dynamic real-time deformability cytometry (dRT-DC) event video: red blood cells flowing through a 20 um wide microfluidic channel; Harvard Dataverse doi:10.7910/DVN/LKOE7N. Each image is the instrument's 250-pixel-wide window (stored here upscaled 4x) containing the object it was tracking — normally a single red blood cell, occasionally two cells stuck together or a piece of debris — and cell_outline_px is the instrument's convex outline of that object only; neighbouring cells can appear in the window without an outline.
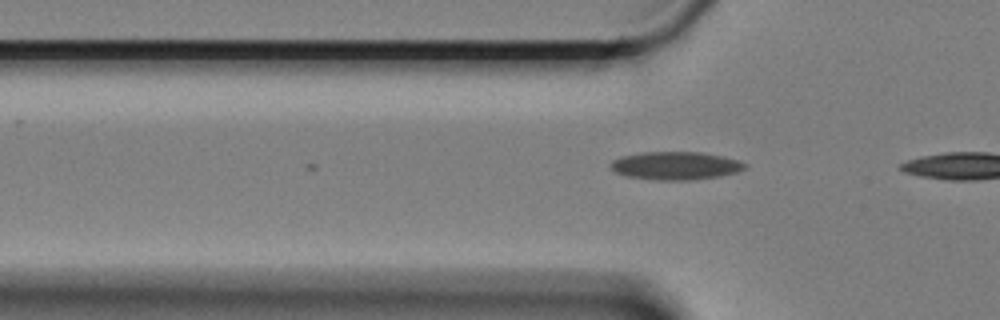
{"species": "Egyptian fruit bat (a non-hibernating species)", "species_latin": "Rousettus aegyptiacus", "temperature_condition": "cold", "stored_images_in_passage": 6, "camera_frame_rate_fps": 3000, "um_per_image_px": 0.085, "animal": {"sex": "female"}, "frame": {"image": 1, "passage_image": 4, "time_ms": 1.0, "image_size_px": [1000, 320], "cell_outline_px": [[748, 164], [744, 168], [736, 172], [720, 176], [692, 180], [656, 180], [628, 176], [616, 172], [608, 164], [612, 160], [620, 156], [640, 152], [700, 152], [720, 156], [736, 160]], "centroid_in_image_um": [57.38, 14.08], "position_along_channel_um": 68.4, "area_um2": 21.85}}